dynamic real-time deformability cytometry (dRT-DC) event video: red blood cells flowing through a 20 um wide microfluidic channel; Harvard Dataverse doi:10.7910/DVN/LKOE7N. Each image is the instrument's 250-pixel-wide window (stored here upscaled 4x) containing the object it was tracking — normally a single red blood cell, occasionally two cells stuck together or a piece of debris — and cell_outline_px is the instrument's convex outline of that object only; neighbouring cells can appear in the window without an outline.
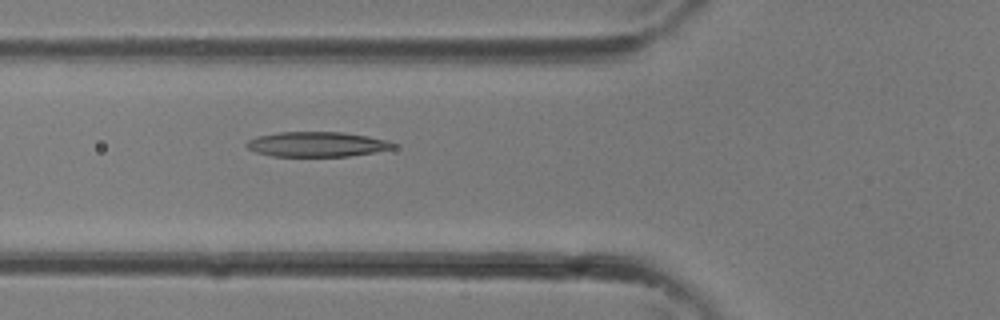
{"species": "common noctule bat (a hibernating species)", "species_latin": "Nyctalus noctula", "temperature_condition": "room temperature", "stored_images_in_passage": 12, "camera_frame_rate_fps": 3000, "um_per_image_px": 0.085, "animal": {"sex": "female"}, "frame": {"image": 1, "passage_image": 12, "time_ms": 3.667, "image_size_px": [1000, 320], "cell_outline_px": [[396, 148], [376, 152], [348, 156], [272, 156], [256, 152], [248, 148], [244, 144], [248, 140], [256, 136], [280, 132], [344, 132], [368, 136], [388, 140], [396, 144]], "centroid_in_image_um": [26.96, 12.26], "position_along_channel_um": 98.8, "area_um2": 21.44}}